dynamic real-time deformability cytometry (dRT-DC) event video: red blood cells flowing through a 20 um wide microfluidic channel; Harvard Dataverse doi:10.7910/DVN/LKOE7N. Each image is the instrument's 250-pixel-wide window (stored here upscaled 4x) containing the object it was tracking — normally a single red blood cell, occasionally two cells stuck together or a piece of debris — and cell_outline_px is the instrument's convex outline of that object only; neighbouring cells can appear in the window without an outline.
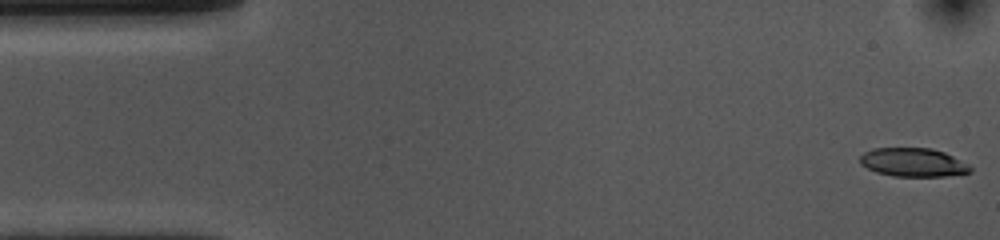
{"species": "common noctule bat (a hibernating species)", "species_latin": "Nyctalus noctula", "temperature_condition": "cold", "stored_images_in_passage": 52, "camera_frame_rate_fps": 3000, "um_per_image_px": 0.085, "animal": {"sex": "female", "body_mass_g": 10.0, "forearm_length_mm": 53.1}, "frame": {"image": 1, "passage_image": 1, "time_ms": 0.0, "image_size_px": [1000, 240], "cell_outline_px": [[972, 172], [944, 176], [892, 176], [876, 172], [860, 164], [860, 156], [864, 152], [872, 148], [932, 148], [944, 152], [968, 164], [972, 168]], "centroid_in_image_um": [77.6, 13.8], "position_along_channel_um": 7.4, "area_um2": 18.38}}
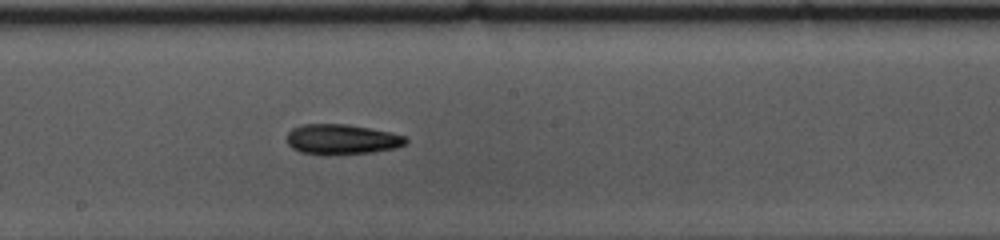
{"frame": {"image": 2, "passage_image": 27, "time_ms": 8.667, "image_size_px": [1000, 240], "cell_outline_px": [[408, 140], [404, 144], [396, 148], [372, 152], [328, 156], [324, 156], [300, 152], [292, 148], [288, 144], [288, 132], [292, 128], [304, 124], [348, 124], [408, 136]], "centroid_in_image_um": [29.04, 11.86], "position_along_channel_um": 219.2, "area_um2": 21.15}}
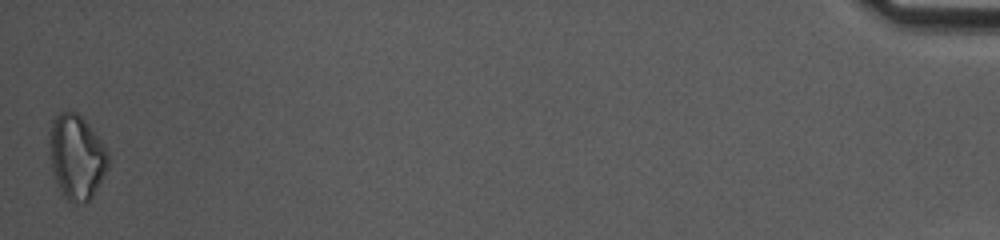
{"frame": {"image": 3, "passage_image": 52, "time_ms": 17.0, "image_size_px": [1000, 240], "cell_outline_px": [[108, 168], [92, 196], [84, 204], [72, 204], [64, 196], [52, 172], [48, 152], [48, 132], [52, 120], [60, 112], [76, 112], [88, 124], [100, 140], [108, 152]], "centroid_in_image_um": [6.47, 13.34], "position_along_channel_um": 428.7, "area_um2": 29.07}, "authors_computed_cell_mechanics": {"area_um2": 20.5768, "velocity_mm_per_s": 3.7355, "shape_relaxation_time_tau1_ms": 5.5222, "shape_relaxation_time_tau2_ms": null, "deformation_change_tau1": 0.1435, "deformation_change_tau2": null}}